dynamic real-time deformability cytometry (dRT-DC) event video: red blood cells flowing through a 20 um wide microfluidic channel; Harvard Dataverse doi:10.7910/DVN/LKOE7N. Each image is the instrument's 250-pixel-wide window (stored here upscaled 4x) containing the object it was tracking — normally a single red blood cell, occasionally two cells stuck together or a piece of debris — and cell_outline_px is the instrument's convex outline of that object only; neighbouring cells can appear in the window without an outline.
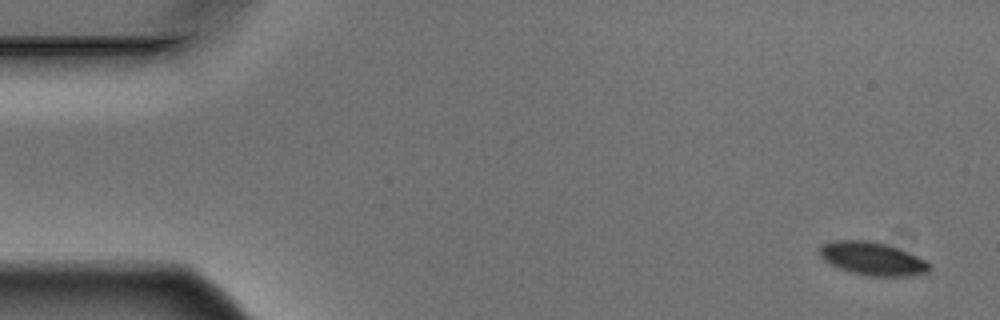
{"species": "Egyptian fruit bat (a non-hibernating species)", "species_latin": "Rousettus aegyptiacus", "temperature_condition": "warm", "stored_images_in_passage": 6, "camera_frame_rate_fps": 3000, "um_per_image_px": 0.085, "animal": {"sex": "male"}, "frame": {"image": 1, "passage_image": 1, "time_ms": 0.0, "image_size_px": [1000, 320], "cell_outline_px": [[932, 268], [928, 272], [908, 276], [864, 276], [840, 268], [824, 260], [820, 256], [820, 248], [824, 244], [832, 240], [868, 240], [884, 244], [896, 248], [916, 256], [924, 260]], "centroid_in_image_um": [74.14, 21.99], "position_along_channel_um": 10.9, "area_um2": 20.87}}
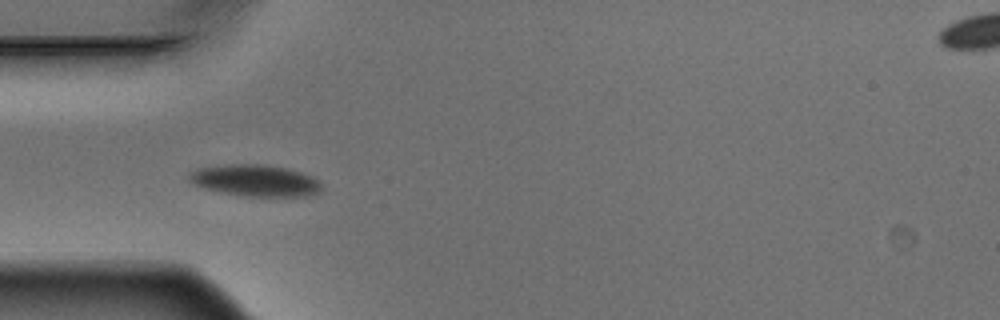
{"frame": {"image": 2, "passage_image": 5, "time_ms": 1.333, "image_size_px": [1000, 320], "cell_outline_px": [[320, 192], [304, 196], [244, 196], [220, 192], [204, 188], [192, 184], [188, 180], [188, 172], [196, 168], [228, 164], [264, 164], [288, 168], [312, 176], [320, 180]], "centroid_in_image_um": [21.65, 15.33], "position_along_channel_um": 63.4, "area_um2": 24.62}}
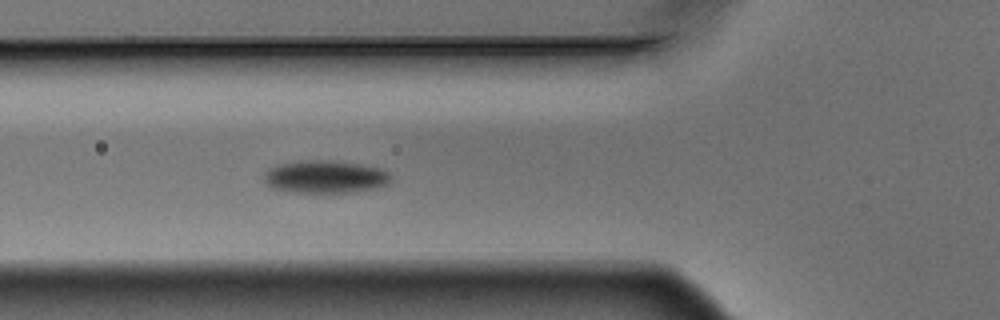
{"frame": {"image": 3, "passage_image": 6, "time_ms": 1.667, "image_size_px": [1000, 320], "cell_outline_px": [[392, 176], [388, 184], [376, 188], [352, 192], [296, 192], [272, 188], [264, 180], [264, 172], [268, 168], [276, 164], [304, 160], [332, 160], [360, 164], [380, 168], [388, 172]], "centroid_in_image_um": [27.64, 15.01], "position_along_channel_um": 98.2, "area_um2": 24.28}}